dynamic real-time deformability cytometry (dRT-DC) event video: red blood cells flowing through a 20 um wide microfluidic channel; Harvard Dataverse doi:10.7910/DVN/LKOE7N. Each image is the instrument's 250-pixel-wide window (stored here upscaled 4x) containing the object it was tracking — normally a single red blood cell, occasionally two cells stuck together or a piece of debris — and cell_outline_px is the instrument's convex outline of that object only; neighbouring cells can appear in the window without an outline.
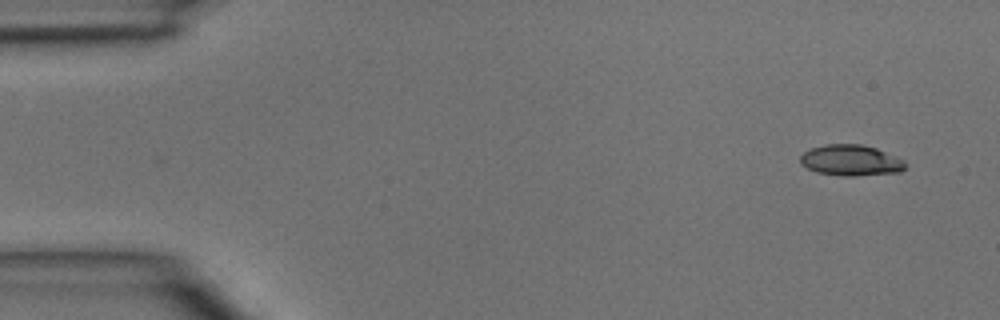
{"species": "common noctule bat (a hibernating species)", "species_latin": "Nyctalus noctula", "temperature_condition": "room temperature", "stored_images_in_passage": 2, "camera_frame_rate_fps": 3000, "um_per_image_px": 0.085, "animal": {"sex": "male", "body_mass_g": 15.6}, "frame": {"image": 1, "passage_image": 2, "time_ms": 0.333, "image_size_px": [1000, 320], "cell_outline_px": [[904, 168], [900, 172], [852, 176], [848, 176], [816, 172], [800, 164], [800, 156], [804, 152], [812, 148], [824, 144], [860, 144], [876, 148], [904, 160]], "centroid_in_image_um": [72.29, 13.62], "position_along_channel_um": 12.7, "area_um2": 18.73}}